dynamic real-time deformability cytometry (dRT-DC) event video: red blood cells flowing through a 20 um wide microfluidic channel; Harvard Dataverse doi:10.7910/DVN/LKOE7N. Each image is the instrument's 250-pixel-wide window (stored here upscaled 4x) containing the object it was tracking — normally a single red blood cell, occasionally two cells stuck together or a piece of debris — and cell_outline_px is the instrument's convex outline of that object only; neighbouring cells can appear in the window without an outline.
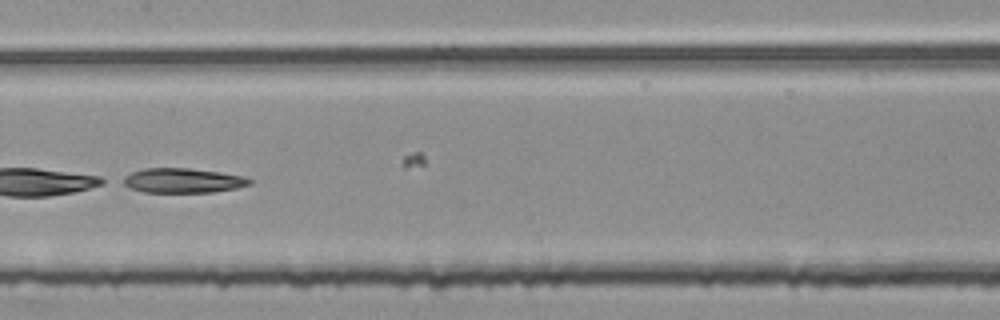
{"species": "common noctule bat (a hibernating species)", "species_latin": "Nyctalus noctula", "temperature_condition": "room temperature", "stored_images_in_passage": 39, "segment_of_instrument_passage": [2, 2], "camera_frame_rate_fps": 3000, "um_per_image_px": 0.085, "animal": {"sex": "female", "body_mass_g": 25.1}, "frame": {"image": 1, "passage_image": 28, "time_ms": 9.0, "image_size_px": [1000, 320], "cell_outline_px": [[252, 184], [236, 188], [212, 192], [144, 192], [128, 188], [120, 184], [116, 180], [132, 172], [144, 168], [188, 168], [244, 176], [252, 180]], "centroid_in_image_um": [15.43, 15.35], "position_along_channel_um": 192.0, "area_um2": 18.38}}